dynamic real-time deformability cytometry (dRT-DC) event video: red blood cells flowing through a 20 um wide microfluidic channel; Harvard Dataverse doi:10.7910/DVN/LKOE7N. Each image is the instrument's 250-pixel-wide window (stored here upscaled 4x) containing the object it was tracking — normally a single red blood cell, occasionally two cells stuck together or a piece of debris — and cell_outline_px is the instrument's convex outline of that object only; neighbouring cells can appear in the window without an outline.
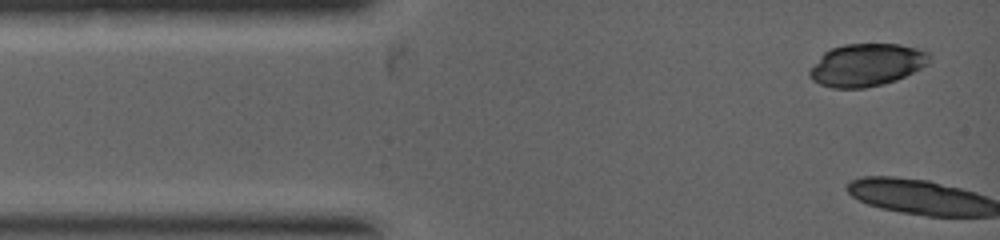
{"species": "common noctule bat (a hibernating species)", "species_latin": "Nyctalus noctula", "temperature_condition": "warm", "stored_images_in_passage": 6, "camera_frame_rate_fps": 5000, "um_per_image_px": 0.085, "animal": {"sex": "female", "body_mass_g": 19.0, "forearm_length_mm": 53.3}, "frame": {"image": 1, "passage_image": 1, "time_ms": 0.0, "image_size_px": [1000, 240], "cell_outline_px": [[932, 60], [928, 64], [896, 80], [884, 84], [864, 88], [832, 88], [820, 84], [812, 80], [808, 76], [808, 72], [824, 52], [832, 48], [844, 44], [900, 44], [916, 48], [928, 52], [932, 56]], "centroid_in_image_um": [73.67, 5.52], "position_along_channel_um": 11.3, "area_um2": 29.71}}